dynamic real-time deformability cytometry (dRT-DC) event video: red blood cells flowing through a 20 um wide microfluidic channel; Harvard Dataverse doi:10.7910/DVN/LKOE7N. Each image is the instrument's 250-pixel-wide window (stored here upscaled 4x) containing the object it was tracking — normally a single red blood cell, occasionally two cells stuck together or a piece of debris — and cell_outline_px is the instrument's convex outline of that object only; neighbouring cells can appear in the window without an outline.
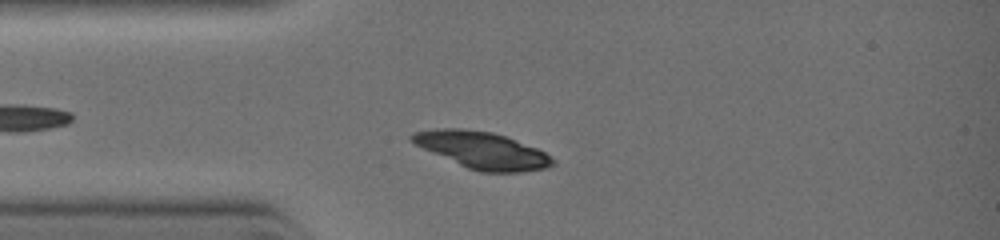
{"species": "common noctule bat (a hibernating species)", "species_latin": "Nyctalus noctula", "temperature_condition": "warm", "stored_images_in_passage": 3, "camera_frame_rate_fps": 3000, "um_per_image_px": 0.085, "animal": {"sex": "female", "body_mass_g": 19.0, "forearm_length_mm": 51.5}, "frame": {"image": 1, "passage_image": 2, "time_ms": 0.667, "image_size_px": [1000, 240], "cell_outline_px": [[556, 164], [544, 168], [520, 172], [480, 172], [468, 168], [424, 148], [408, 140], [408, 136], [412, 132], [436, 128], [460, 128], [492, 132], [504, 136], [536, 148], [544, 152], [556, 160]], "centroid_in_image_um": [40.97, 12.76], "position_along_channel_um": 44.0, "area_um2": 29.88}}